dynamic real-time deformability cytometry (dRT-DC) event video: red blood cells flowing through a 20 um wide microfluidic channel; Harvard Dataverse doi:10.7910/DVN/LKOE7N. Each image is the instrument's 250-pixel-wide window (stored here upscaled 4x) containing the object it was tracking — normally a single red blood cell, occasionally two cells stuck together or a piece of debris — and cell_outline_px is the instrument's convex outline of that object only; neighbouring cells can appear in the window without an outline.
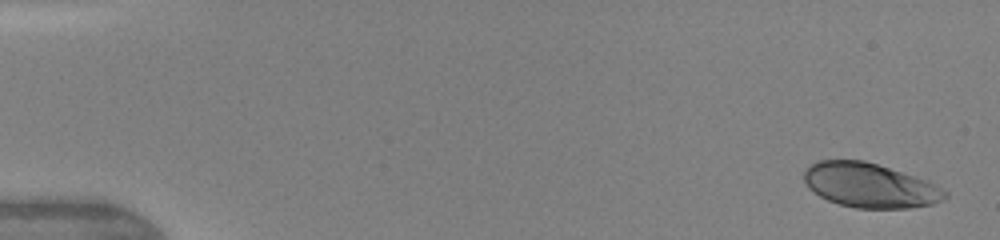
{"species": "human", "species_latin": "Homo sapiens", "temperature_condition": "warm", "stored_images_in_passage": 6, "camera_frame_rate_fps": 3000, "um_per_image_px": 0.085, "donor": {"sex": "female"}, "frame": {"image": 1, "passage_image": 1, "time_ms": 0.0, "image_size_px": [1000, 240], "cell_outline_px": [[948, 196], [944, 200], [932, 204], [912, 208], [856, 208], [840, 204], [828, 200], [820, 196], [808, 188], [804, 180], [804, 172], [812, 164], [820, 160], [864, 160], [928, 180], [936, 184], [948, 192]], "centroid_in_image_um": [73.98, 15.76], "position_along_channel_um": 11.0, "area_um2": 36.53}}
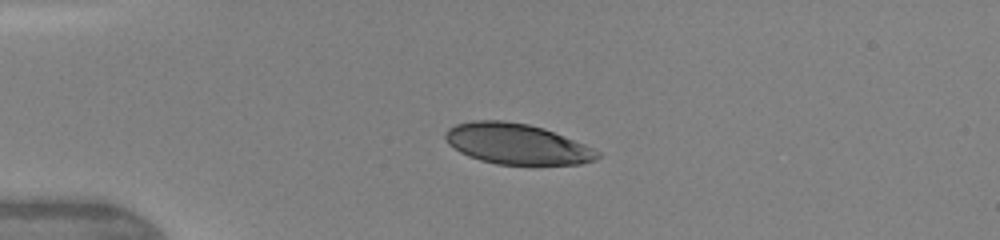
{"frame": {"image": 2, "passage_image": 5, "time_ms": 3.333, "image_size_px": [1000, 240], "cell_outline_px": [[600, 156], [596, 160], [580, 164], [496, 164], [480, 160], [468, 156], [460, 152], [448, 144], [444, 136], [444, 132], [448, 128], [456, 124], [472, 120], [504, 120], [528, 124], [544, 128], [584, 144], [600, 152]], "centroid_in_image_um": [43.9, 12.22], "position_along_channel_um": 41.1, "area_um2": 36.01}}